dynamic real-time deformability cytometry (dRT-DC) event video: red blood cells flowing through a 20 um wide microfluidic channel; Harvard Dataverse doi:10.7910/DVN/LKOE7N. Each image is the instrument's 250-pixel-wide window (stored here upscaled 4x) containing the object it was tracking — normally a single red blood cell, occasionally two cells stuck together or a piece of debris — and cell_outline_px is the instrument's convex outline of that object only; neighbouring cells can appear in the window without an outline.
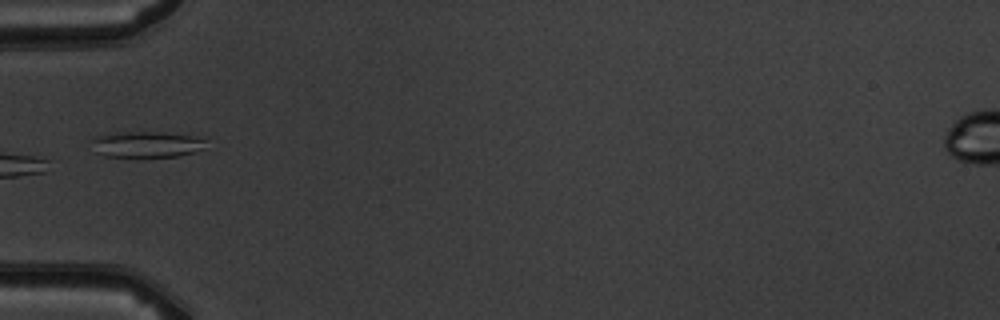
{"species": "common noctule bat (a hibernating species)", "species_latin": "Nyctalus noctula", "temperature_condition": "warm", "stored_images_in_passage": 6, "camera_frame_rate_fps": 3000, "um_per_image_px": 0.085, "animal": {"sex": "male", "body_mass_g": 19.5, "forearm_length_mm": 54.6}, "frame": {"image": 1, "passage_image": 6, "time_ms": 5.667, "image_size_px": [1000, 320], "cell_outline_px": [[208, 140], [196, 152], [176, 156], [104, 156], [96, 152], [92, 140], [100, 136], [120, 132], [156, 132], [204, 136]], "centroid_in_image_um": [12.55, 12.26], "position_along_channel_um": 72.4, "area_um2": 17.05}}